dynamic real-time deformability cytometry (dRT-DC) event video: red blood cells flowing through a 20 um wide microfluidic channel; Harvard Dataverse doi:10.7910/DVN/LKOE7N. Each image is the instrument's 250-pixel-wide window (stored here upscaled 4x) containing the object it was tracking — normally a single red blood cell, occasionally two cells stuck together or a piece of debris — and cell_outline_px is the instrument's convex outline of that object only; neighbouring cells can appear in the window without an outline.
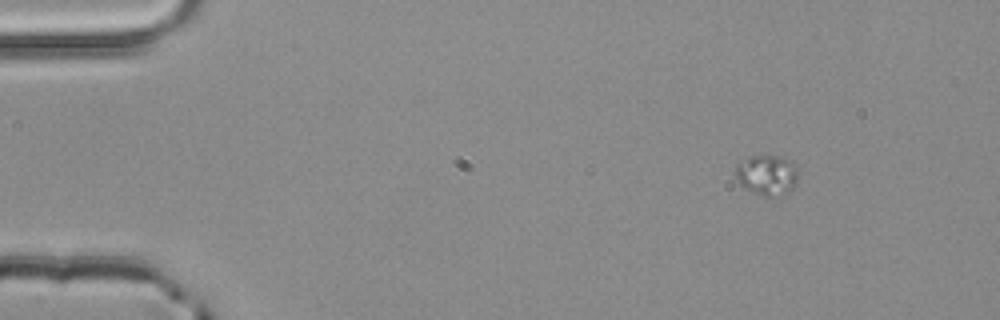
{"species": "common noctule bat (a hibernating species)", "species_latin": "Nyctalus noctula", "temperature_condition": "room temperature", "stored_images_in_passage": 3, "camera_frame_rate_fps": 3000, "um_per_image_px": 0.085, "animal": {"sex": "male", "body_mass_g": 20.4}, "frame": {"image": 1, "passage_image": 1, "time_ms": 0.0, "image_size_px": [1000, 320], "cell_outline_px": [[796, 184], [788, 192], [772, 196], [764, 196], [740, 184], [736, 176], [736, 164], [752, 156], [776, 156], [788, 160], [796, 172]], "centroid_in_image_um": [65.16, 14.87], "position_along_channel_um": 19.8, "area_um2": 13.93}}